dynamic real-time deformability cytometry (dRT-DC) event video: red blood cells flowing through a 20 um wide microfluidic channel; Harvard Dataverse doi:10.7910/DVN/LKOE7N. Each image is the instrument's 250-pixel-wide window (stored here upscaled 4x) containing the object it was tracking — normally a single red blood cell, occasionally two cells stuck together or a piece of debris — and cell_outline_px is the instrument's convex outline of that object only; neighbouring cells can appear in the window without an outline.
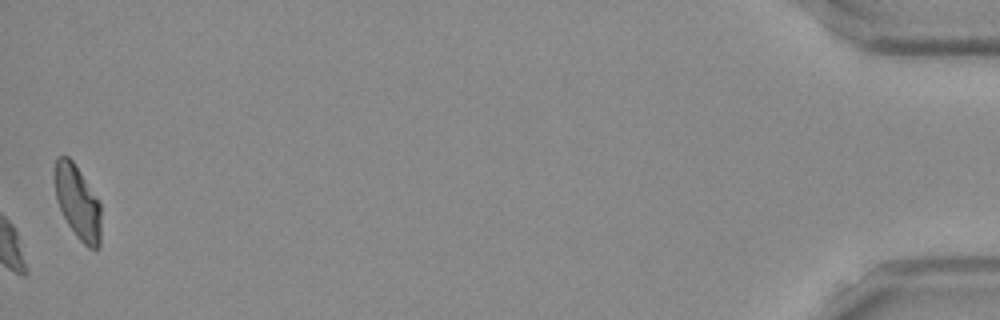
{"species": "Egyptian fruit bat (a non-hibernating species)", "species_latin": "Rousettus aegyptiacus", "temperature_condition": "room temperature", "stored_images_in_passage": 38, "camera_frame_rate_fps": 3000, "um_per_image_px": 0.085, "frame": {"image": 1, "passage_image": 38, "time_ms": 12.333, "image_size_px": [1000, 320], "cell_outline_px": [[100, 248], [88, 248], [76, 236], [68, 224], [60, 208], [56, 196], [52, 172], [56, 156], [68, 156], [72, 160], [100, 200]], "centroid_in_image_um": [6.58, 17.14], "position_along_channel_um": 428.6, "area_um2": 20.17}, "authors_computed_cell_mechanics": {"area_um2": 21.8484, "velocity_mm_per_s": 3.8608, "shape_relaxation_time_tau1_ms": 3.8432, "shape_relaxation_time_tau2_ms": 2.4862, "deformation_change_tau1": 0.0883, "deformation_change_tau2": 0.069}}